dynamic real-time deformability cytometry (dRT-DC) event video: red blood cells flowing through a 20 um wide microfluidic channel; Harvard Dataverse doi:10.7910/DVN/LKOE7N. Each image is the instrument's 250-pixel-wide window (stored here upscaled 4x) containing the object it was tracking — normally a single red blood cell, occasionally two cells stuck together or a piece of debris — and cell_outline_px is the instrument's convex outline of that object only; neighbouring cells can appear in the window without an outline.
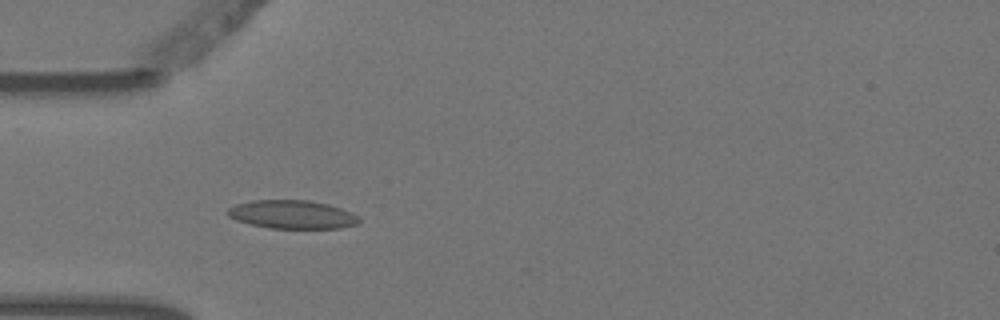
{"species": "Egyptian fruit bat (a non-hibernating species)", "species_latin": "Rousettus aegyptiacus", "temperature_condition": "warm", "stored_images_in_passage": 6, "camera_frame_rate_fps": 3000, "um_per_image_px": 0.085, "animal": {"sex": "female"}, "frame": {"image": 1, "passage_image": 3, "time_ms": 0.667, "image_size_px": [1000, 320], "cell_outline_px": [[360, 220], [356, 224], [340, 228], [268, 228], [236, 220], [228, 216], [224, 212], [228, 208], [236, 204], [252, 200], [308, 200], [328, 204], [352, 212], [360, 216]], "centroid_in_image_um": [24.82, 18.22], "position_along_channel_um": 60.2, "area_um2": 21.85}}
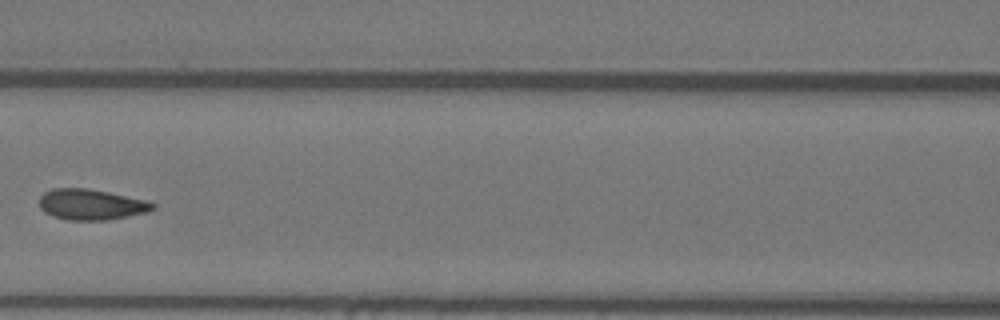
{"frame": {"image": 2, "passage_image": 5, "time_ms": 1.333, "image_size_px": [1000, 320], "cell_outline_px": [[156, 208], [148, 212], [108, 220], [68, 220], [52, 216], [44, 212], [40, 208], [40, 196], [44, 192], [52, 188], [88, 188], [148, 200], [156, 204]], "centroid_in_image_um": [7.76, 17.38], "position_along_channel_um": 158.8, "area_um2": 20.52}}
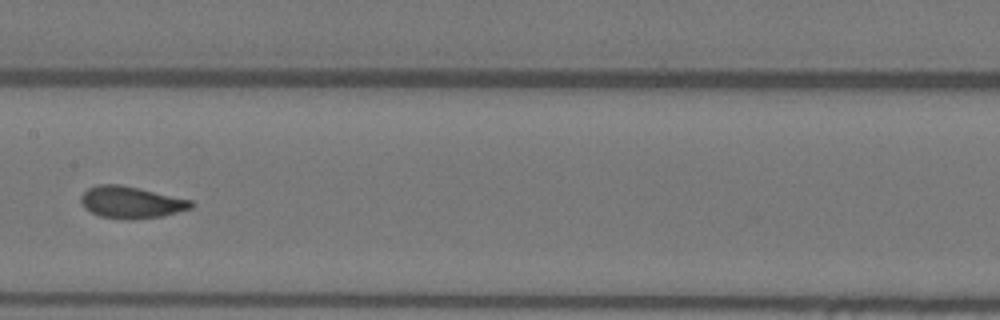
{"frame": {"image": 3, "passage_image": 6, "time_ms": 1.667, "image_size_px": [1000, 320], "cell_outline_px": [[196, 204], [192, 208], [164, 216], [132, 220], [128, 220], [100, 216], [84, 208], [80, 200], [80, 196], [88, 188], [96, 184], [120, 184], [192, 200]], "centroid_in_image_um": [11.15, 17.2], "position_along_channel_um": 196.2, "area_um2": 20.63}}